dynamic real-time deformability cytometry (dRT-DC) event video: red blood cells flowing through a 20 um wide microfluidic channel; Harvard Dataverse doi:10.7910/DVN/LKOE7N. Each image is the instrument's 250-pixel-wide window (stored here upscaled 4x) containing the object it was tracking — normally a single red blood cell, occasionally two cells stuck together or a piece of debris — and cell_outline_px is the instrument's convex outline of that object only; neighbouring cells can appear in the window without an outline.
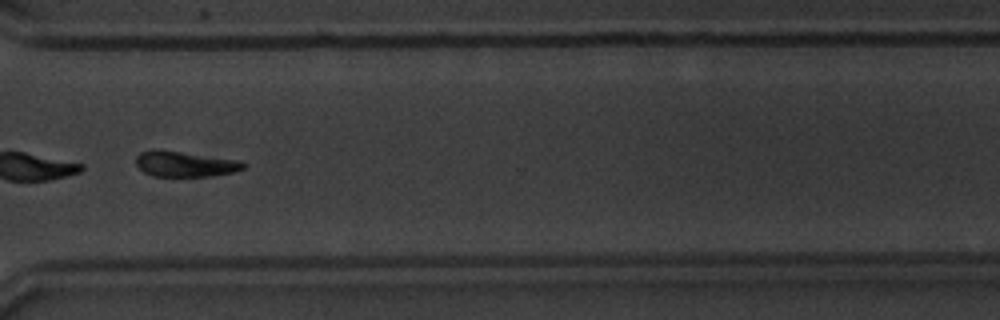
{"species": "common noctule bat (a hibernating species)", "species_latin": "Nyctalus noctula", "temperature_condition": "warm", "stored_images_in_passage": 46, "segment_of_instrument_passage": [2, 2], "camera_frame_rate_fps": 3000, "um_per_image_px": 0.085, "animal": {"sex": "male", "body_mass_g": 20.1, "forearm_length_mm": 53.5}, "frame": {"image": 1, "passage_image": 34, "time_ms": 11.0, "image_size_px": [1000, 320], "cell_outline_px": [[248, 164], [244, 168], [232, 172], [208, 176], [152, 176], [144, 172], [136, 164], [136, 156], [140, 152], [152, 148], [160, 148], [240, 160]], "centroid_in_image_um": [15.69, 13.9], "position_along_channel_um": 354.9, "area_um2": 16.3}}